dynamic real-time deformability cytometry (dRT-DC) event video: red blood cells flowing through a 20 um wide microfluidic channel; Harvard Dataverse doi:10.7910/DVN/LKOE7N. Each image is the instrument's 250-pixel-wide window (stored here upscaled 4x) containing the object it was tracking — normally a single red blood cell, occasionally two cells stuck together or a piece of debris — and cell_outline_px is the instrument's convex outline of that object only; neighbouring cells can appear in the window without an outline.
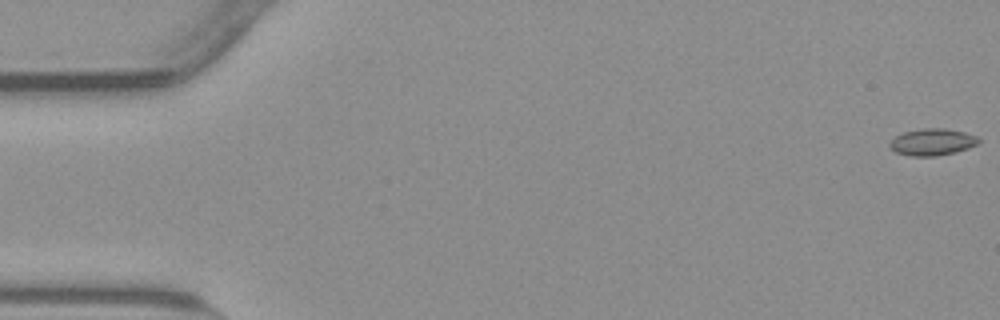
{"species": "common noctule bat (a hibernating species)", "species_latin": "Nyctalus noctula", "temperature_condition": "warm", "stored_images_in_passage": 13, "camera_frame_rate_fps": 3000, "um_per_image_px": 0.085, "animal": {"sex": "male", "body_mass_g": 23.1, "forearm_length_mm": 52.7}, "frame": {"image": 1, "passage_image": 1, "time_ms": 0.0, "image_size_px": [1000, 320], "cell_outline_px": [[980, 144], [956, 152], [936, 156], [912, 156], [896, 152], [888, 144], [896, 136], [904, 132], [924, 128], [944, 128], [964, 132], [976, 136], [980, 140]], "centroid_in_image_um": [79.28, 12.07], "position_along_channel_um": 5.7, "area_um2": 13.81}}